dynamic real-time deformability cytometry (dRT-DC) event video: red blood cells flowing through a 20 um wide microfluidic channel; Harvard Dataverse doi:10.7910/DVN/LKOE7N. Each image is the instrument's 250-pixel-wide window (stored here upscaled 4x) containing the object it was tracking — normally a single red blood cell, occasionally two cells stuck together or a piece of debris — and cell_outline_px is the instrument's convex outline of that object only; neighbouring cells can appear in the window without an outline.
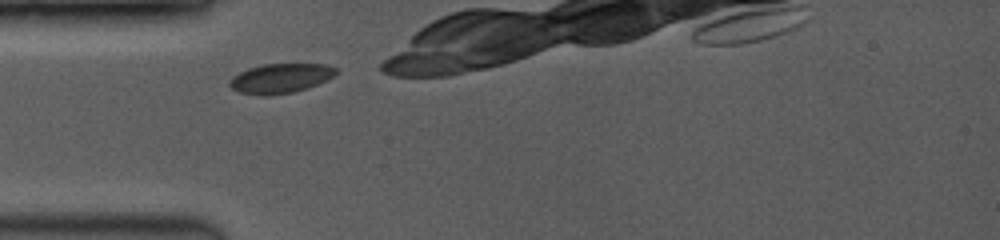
{"species": "common noctule bat (a hibernating species)", "species_latin": "Nyctalus noctula", "temperature_condition": "room temperature", "stored_images_in_passage": 16, "camera_frame_rate_fps": 3500, "um_per_image_px": 0.085, "animal": {"sex": "female", "body_mass_g": 19.0, "forearm_length_mm": 53.3}, "frame": {"image": 1, "passage_image": 1, "time_ms": 0.0, "image_size_px": [1000, 240], "cell_outline_px": [[336, 72], [332, 76], [316, 84], [292, 92], [264, 96], [240, 92], [232, 88], [228, 84], [232, 76], [248, 68], [264, 64], [324, 64], [336, 68]], "centroid_in_image_um": [23.78, 6.65], "position_along_channel_um": 61.2, "area_um2": 17.92}}
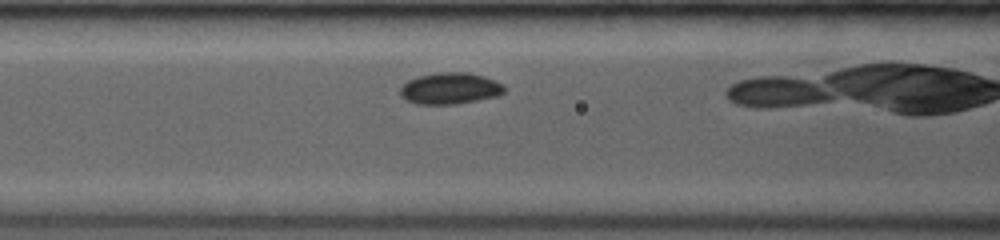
{"frame": {"image": 2, "passage_image": 8, "time_ms": 1.714, "image_size_px": [1000, 240], "cell_outline_px": [[504, 92], [496, 96], [456, 104], [416, 104], [404, 100], [400, 96], [400, 88], [408, 80], [416, 76], [436, 72], [468, 72], [484, 76], [496, 80], [504, 84]], "centroid_in_image_um": [38.22, 7.5], "position_along_channel_um": 128.4, "area_um2": 19.31}}
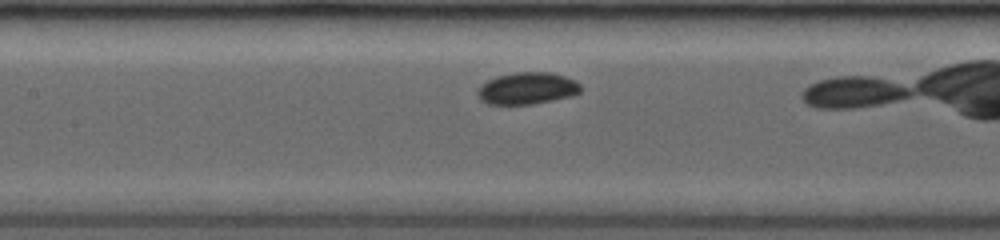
{"frame": {"image": 3, "passage_image": 11, "time_ms": 2.571, "image_size_px": [1000, 240], "cell_outline_px": [[580, 92], [572, 96], [532, 104], [488, 104], [480, 100], [476, 92], [480, 84], [496, 76], [516, 72], [552, 72], [576, 80], [580, 84]], "centroid_in_image_um": [44.79, 7.5], "position_along_channel_um": 162.6, "area_um2": 19.31}}